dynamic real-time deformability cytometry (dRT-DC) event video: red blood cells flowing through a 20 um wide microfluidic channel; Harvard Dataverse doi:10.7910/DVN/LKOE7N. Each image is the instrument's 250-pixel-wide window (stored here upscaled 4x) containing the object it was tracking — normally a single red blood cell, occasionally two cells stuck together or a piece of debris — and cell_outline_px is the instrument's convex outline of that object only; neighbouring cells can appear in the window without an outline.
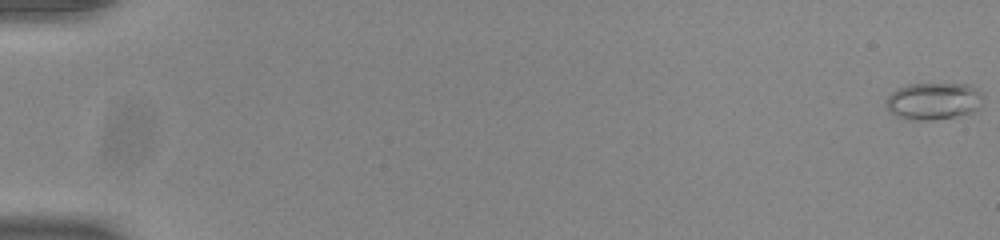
{"species": "common noctule bat (a hibernating species)", "species_latin": "Nyctalus noctula", "temperature_condition": "room temperature", "stored_images_in_passage": 8, "camera_frame_rate_fps": 3000, "um_per_image_px": 0.085, "animal": {"sex": "male", "body_mass_g": 20.0, "forearm_length_mm": 53.3}, "frame": {"image": 1, "passage_image": 1, "time_ms": 0.0, "image_size_px": [1000, 240], "cell_outline_px": [[984, 96], [980, 108], [972, 112], [932, 120], [916, 120], [900, 116], [892, 112], [888, 108], [888, 96], [892, 92], [908, 84], [968, 84], [980, 92]], "centroid_in_image_um": [79.41, 8.58], "position_along_channel_um": 5.6, "area_um2": 20.46}}